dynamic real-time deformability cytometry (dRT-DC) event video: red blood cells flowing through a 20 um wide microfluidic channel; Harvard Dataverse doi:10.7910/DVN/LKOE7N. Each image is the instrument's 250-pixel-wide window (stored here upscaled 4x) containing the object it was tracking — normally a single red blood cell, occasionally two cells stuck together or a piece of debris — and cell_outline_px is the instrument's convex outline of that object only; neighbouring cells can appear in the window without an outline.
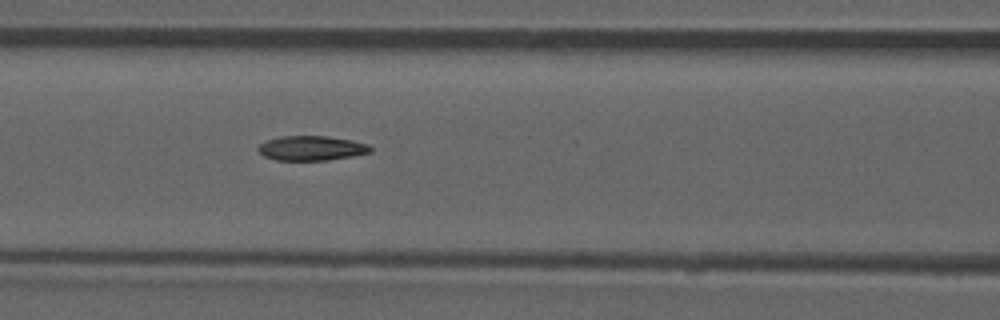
{"species": "common noctule bat (a hibernating species)", "species_latin": "Nyctalus noctula", "temperature_condition": "room temperature", "stored_images_in_passage": 53, "camera_frame_rate_fps": 3000, "um_per_image_px": 0.085, "animal": {"sex": "male", "forearm_length_mm": 52.5}, "frame": {"image": 1, "passage_image": 23, "time_ms": 7.333, "image_size_px": [1000, 320], "cell_outline_px": [[372, 152], [352, 156], [328, 160], [276, 160], [264, 156], [256, 148], [260, 144], [268, 140], [280, 136], [328, 136], [352, 140], [368, 144], [372, 148]], "centroid_in_image_um": [26.49, 12.59], "position_along_channel_um": 140.1, "area_um2": 16.13}, "authors_computed_cell_mechanics": {"area_um2": 16.7042, "velocity_mm_per_s": 3.8707, "shape_relaxation_time_tau1_ms": null, "shape_relaxation_time_tau2_ms": 6.4242, "deformation_change_tau1": null, "deformation_change_tau2": 0.1564}}